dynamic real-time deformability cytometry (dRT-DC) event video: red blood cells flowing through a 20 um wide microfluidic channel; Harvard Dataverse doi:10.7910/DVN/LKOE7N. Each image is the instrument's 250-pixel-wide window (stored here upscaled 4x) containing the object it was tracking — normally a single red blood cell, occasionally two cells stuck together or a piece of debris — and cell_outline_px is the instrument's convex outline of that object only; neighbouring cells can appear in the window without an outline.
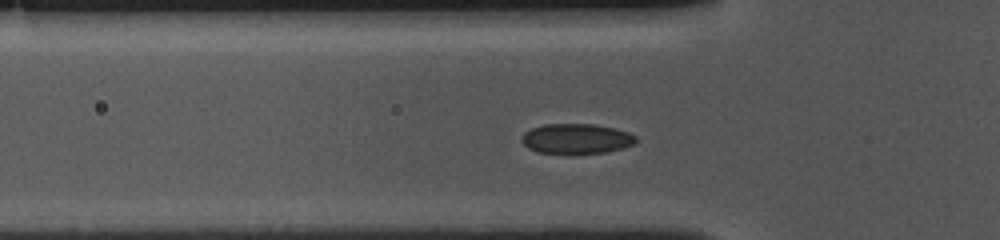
{"species": "common noctule bat (a hibernating species)", "species_latin": "Nyctalus noctula", "temperature_condition": "cold", "stored_images_in_passage": 45, "camera_frame_rate_fps": 3000, "um_per_image_px": 0.085, "animal": {"sex": "female", "body_mass_g": 10.0, "forearm_length_mm": 53.1}, "frame": {"image": 1, "passage_image": 13, "time_ms": 4.0, "image_size_px": [1000, 240], "cell_outline_px": [[636, 140], [632, 144], [620, 148], [604, 152], [536, 152], [528, 148], [520, 140], [520, 136], [524, 132], [532, 128], [544, 124], [596, 124], [628, 132], [636, 136]], "centroid_in_image_um": [48.93, 11.76], "position_along_channel_um": 76.9, "area_um2": 19.54}}
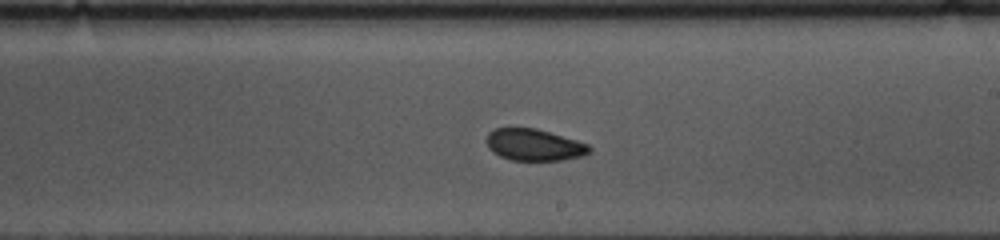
{"frame": {"image": 2, "passage_image": 27, "time_ms": 8.667, "image_size_px": [1000, 240], "cell_outline_px": [[592, 152], [584, 156], [560, 160], [512, 160], [500, 156], [492, 152], [488, 148], [488, 132], [496, 128], [536, 128], [576, 140], [588, 144], [592, 148]], "centroid_in_image_um": [45.43, 12.32], "position_along_channel_um": 243.6, "area_um2": 18.96}}
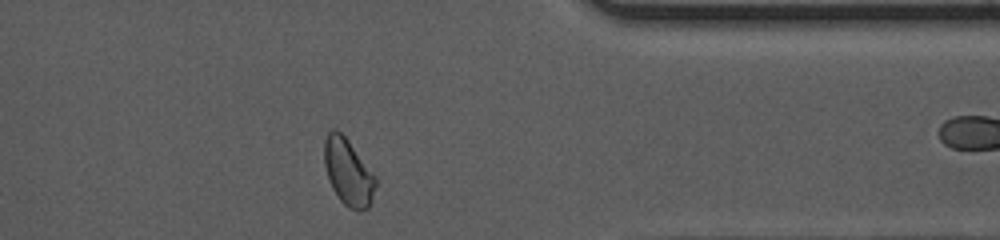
{"frame": {"image": 3, "passage_image": 40, "time_ms": 13.0, "image_size_px": [1000, 240], "cell_outline_px": [[376, 184], [372, 200], [368, 208], [356, 212], [348, 208], [340, 200], [332, 188], [324, 164], [324, 140], [328, 132], [332, 128], [336, 128], [348, 140], [376, 176]], "centroid_in_image_um": [29.6, 14.64], "position_along_channel_um": 381.8, "area_um2": 20.0}, "authors_computed_cell_mechanics": {"area_um2": 19.9988, "velocity_mm_per_s": 3.5646, "shape_relaxation_time_tau1_ms": 3.1777, "shape_relaxation_time_tau2_ms": 1.5916, "deformation_change_tau1": 0.0688, "deformation_change_tau2": 0.0396}}